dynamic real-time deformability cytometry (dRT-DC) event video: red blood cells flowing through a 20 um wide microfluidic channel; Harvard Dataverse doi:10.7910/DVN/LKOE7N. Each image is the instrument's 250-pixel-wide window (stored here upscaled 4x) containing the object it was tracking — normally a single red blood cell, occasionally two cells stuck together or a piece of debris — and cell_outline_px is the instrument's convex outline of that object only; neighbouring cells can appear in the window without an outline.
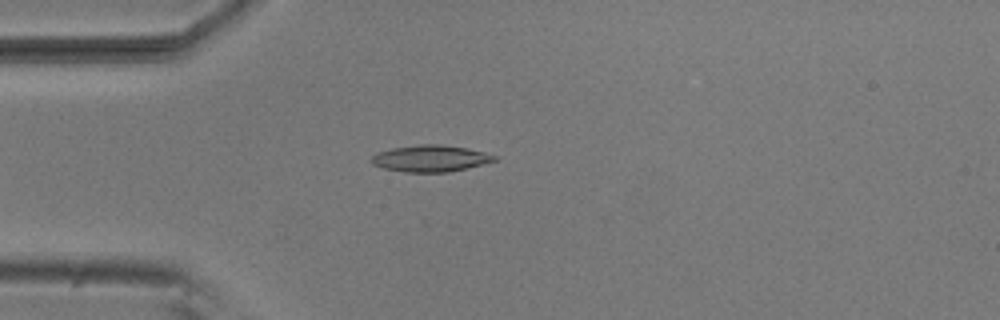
{"species": "common noctule bat (a hibernating species)", "species_latin": "Nyctalus noctula", "temperature_condition": "room temperature", "stored_images_in_passage": 2, "camera_frame_rate_fps": 3000, "um_per_image_px": 0.085, "animal": {"sex": "male", "body_mass_g": 20.5, "forearm_length_mm": 52.5}, "frame": {"image": 1, "passage_image": 1, "time_ms": 0.0, "image_size_px": [1000, 320], "cell_outline_px": [[496, 160], [448, 172], [404, 172], [384, 168], [372, 164], [372, 156], [376, 152], [392, 148], [420, 144], [440, 144], [468, 148], [484, 152], [496, 156]], "centroid_in_image_um": [36.55, 13.46], "position_along_channel_um": 48.5, "area_um2": 18.84}}